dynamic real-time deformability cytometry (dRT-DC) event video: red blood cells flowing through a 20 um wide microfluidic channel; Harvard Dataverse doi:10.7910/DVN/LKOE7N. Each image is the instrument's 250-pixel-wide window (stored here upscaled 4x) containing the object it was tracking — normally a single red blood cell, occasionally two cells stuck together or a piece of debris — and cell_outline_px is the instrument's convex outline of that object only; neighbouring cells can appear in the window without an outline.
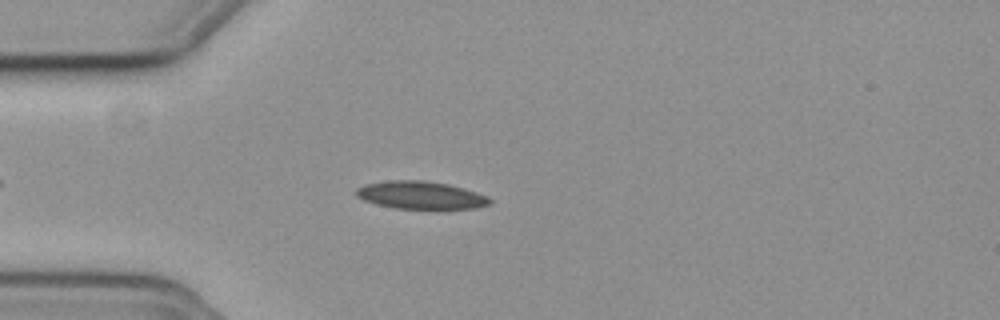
{"species": "common noctule bat (a hibernating species)", "species_latin": "Nyctalus noctula", "temperature_condition": "cold", "stored_images_in_passage": 43, "camera_frame_rate_fps": 3000, "um_per_image_px": 0.085, "animal": {"sex": "female", "body_mass_g": 19.3, "forearm_length_mm": 54.1}, "frame": {"image": 1, "passage_image": 8, "time_ms": 2.333, "image_size_px": [1000, 320], "cell_outline_px": [[492, 204], [476, 208], [396, 208], [376, 204], [364, 200], [356, 196], [356, 188], [364, 184], [388, 180], [424, 180], [448, 184], [464, 188], [488, 196], [492, 200]], "centroid_in_image_um": [35.76, 16.57], "position_along_channel_um": 49.2, "area_um2": 21.56}}
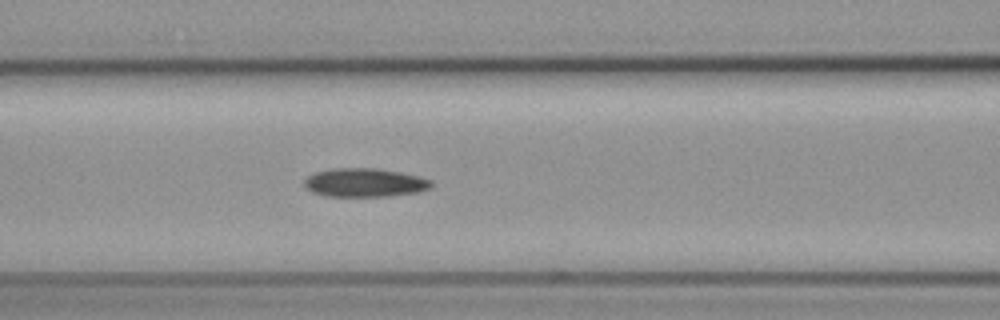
{"frame": {"image": 2, "passage_image": 16, "time_ms": 5.0, "image_size_px": [1000, 320], "cell_outline_px": [[432, 188], [420, 192], [388, 196], [328, 196], [312, 192], [304, 188], [304, 180], [308, 176], [316, 172], [332, 168], [376, 168], [400, 172], [420, 176], [432, 180]], "centroid_in_image_um": [31.02, 15.52], "position_along_channel_um": 135.6, "area_um2": 21.39}}
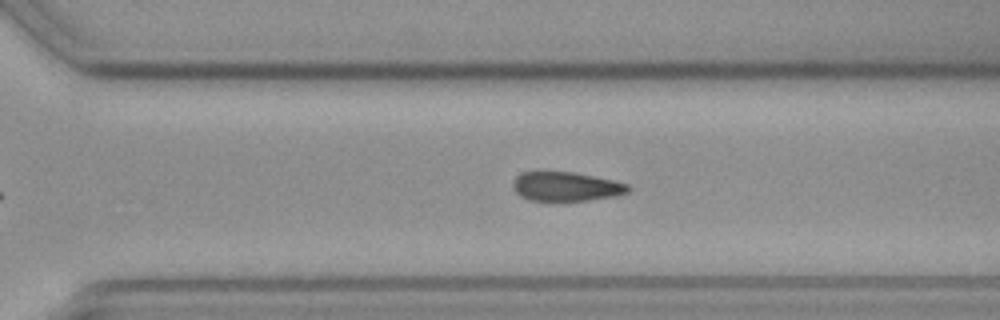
{"frame": {"image": 3, "passage_image": 31, "time_ms": 10.0, "image_size_px": [1000, 320], "cell_outline_px": [[632, 188], [628, 192], [612, 196], [584, 200], [528, 200], [520, 196], [512, 188], [512, 184], [516, 176], [524, 172], [572, 172], [612, 180], [628, 184]], "centroid_in_image_um": [48.08, 15.85], "position_along_channel_um": 322.5, "area_um2": 19.25}, "authors_computed_cell_mechanics": {"area_um2": 21.0392, "velocity_mm_per_s": 3.7471, "shape_relaxation_time_tau1_ms": 6.5506, "shape_relaxation_time_tau2_ms": null, "deformation_change_tau1": 0.0842, "deformation_change_tau2": null}}